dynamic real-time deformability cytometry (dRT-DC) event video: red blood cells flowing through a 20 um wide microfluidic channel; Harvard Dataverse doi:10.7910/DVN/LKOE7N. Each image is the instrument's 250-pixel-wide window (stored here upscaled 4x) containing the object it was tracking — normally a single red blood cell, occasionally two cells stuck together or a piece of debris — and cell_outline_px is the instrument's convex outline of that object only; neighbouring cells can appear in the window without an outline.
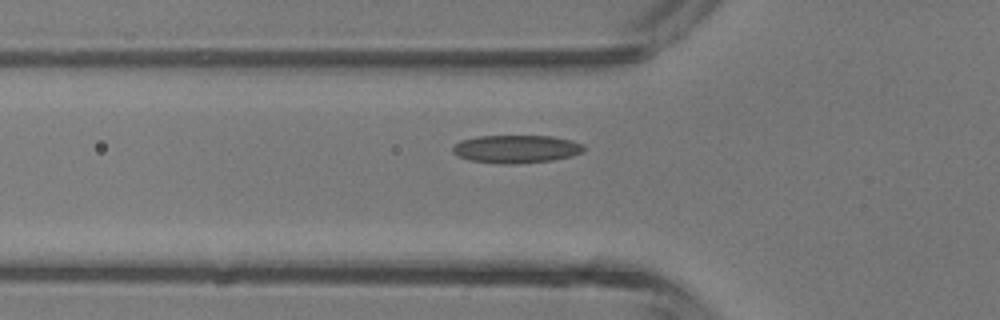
{"species": "common noctule bat (a hibernating species)", "species_latin": "Nyctalus noctula", "temperature_condition": "room temperature", "stored_images_in_passage": 4, "camera_frame_rate_fps": 3000, "um_per_image_px": 0.085, "animal": {"sex": "male", "body_mass_g": 13.3}, "frame": {"image": 1, "passage_image": 3, "time_ms": 3.333, "image_size_px": [1000, 320], "cell_outline_px": [[584, 152], [572, 156], [552, 160], [512, 164], [504, 164], [472, 160], [456, 156], [452, 152], [452, 148], [460, 140], [476, 136], [552, 136], [572, 140], [584, 144]], "centroid_in_image_um": [43.89, 12.66], "position_along_channel_um": 81.9, "area_um2": 21.44}}